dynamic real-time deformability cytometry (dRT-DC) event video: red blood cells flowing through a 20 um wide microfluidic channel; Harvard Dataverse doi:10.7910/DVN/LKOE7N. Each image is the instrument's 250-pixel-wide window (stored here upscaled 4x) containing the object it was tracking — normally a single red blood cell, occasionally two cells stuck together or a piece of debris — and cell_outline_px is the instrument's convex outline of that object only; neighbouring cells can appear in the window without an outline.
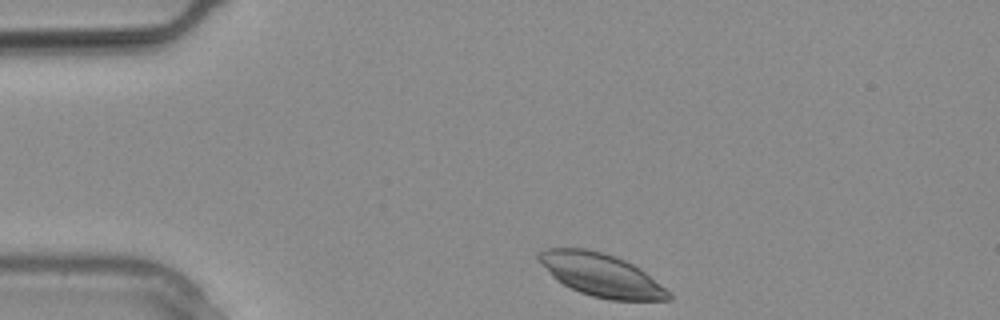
{"species": "common noctule bat (a hibernating species)", "species_latin": "Nyctalus noctula", "temperature_condition": "warm", "stored_images_in_passage": 7, "camera_frame_rate_fps": 3000, "um_per_image_px": 0.085, "animal": {"sex": "male", "body_mass_g": 20.4}, "frame": {"image": 1, "passage_image": 1, "time_ms": 0.0, "image_size_px": [1000, 320], "cell_outline_px": [[672, 300], [608, 300], [592, 296], [580, 292], [556, 280], [552, 276], [536, 256], [544, 248], [584, 248], [600, 252], [624, 260], [640, 268], [672, 292]], "centroid_in_image_um": [51.14, 23.39], "position_along_channel_um": 33.9, "area_um2": 32.25}}